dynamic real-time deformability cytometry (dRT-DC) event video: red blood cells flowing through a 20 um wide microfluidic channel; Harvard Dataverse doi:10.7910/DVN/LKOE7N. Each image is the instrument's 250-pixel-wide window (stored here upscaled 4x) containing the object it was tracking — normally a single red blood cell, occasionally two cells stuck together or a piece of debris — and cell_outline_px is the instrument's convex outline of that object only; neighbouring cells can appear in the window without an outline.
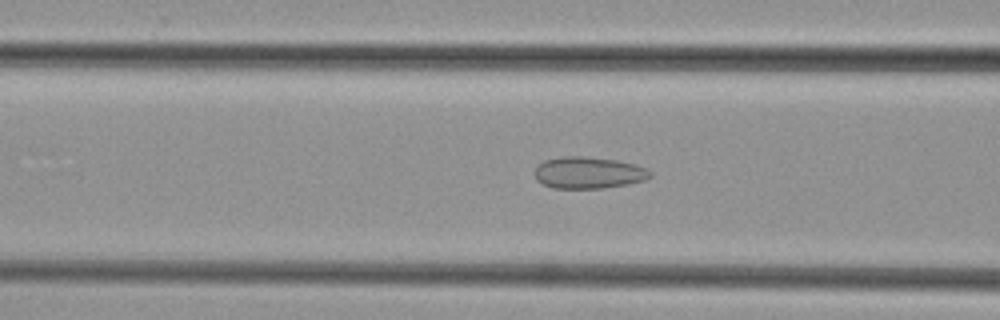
{"species": "common noctule bat (a hibernating species)", "species_latin": "Nyctalus noctula", "temperature_condition": "cold", "stored_images_in_passage": 42, "camera_frame_rate_fps": 3000, "um_per_image_px": 0.085, "animal": {"sex": "female", "body_mass_g": 29.2, "forearm_length_mm": 56.3}, "frame": {"image": 1, "passage_image": 18, "time_ms": 5.667, "image_size_px": [1000, 320], "cell_outline_px": [[652, 176], [644, 180], [628, 184], [604, 188], [552, 188], [536, 180], [532, 172], [544, 160], [560, 156], [584, 156], [616, 160], [632, 164], [644, 168], [652, 172]], "centroid_in_image_um": [49.98, 14.68], "position_along_channel_um": 116.6, "area_um2": 21.39}}
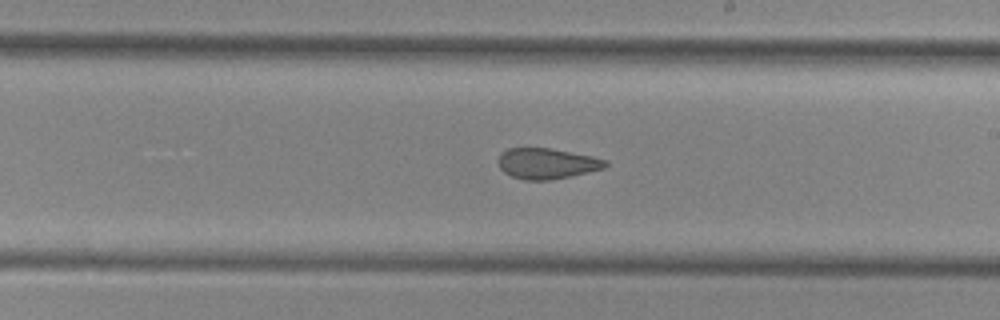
{"frame": {"image": 2, "passage_image": 27, "time_ms": 8.667, "image_size_px": [1000, 320], "cell_outline_px": [[608, 164], [604, 168], [572, 176], [548, 180], [524, 180], [512, 176], [504, 172], [500, 168], [496, 160], [500, 152], [508, 148], [548, 148], [592, 156], [608, 160]], "centroid_in_image_um": [46.45, 13.9], "position_along_channel_um": 242.6, "area_um2": 19.25}}
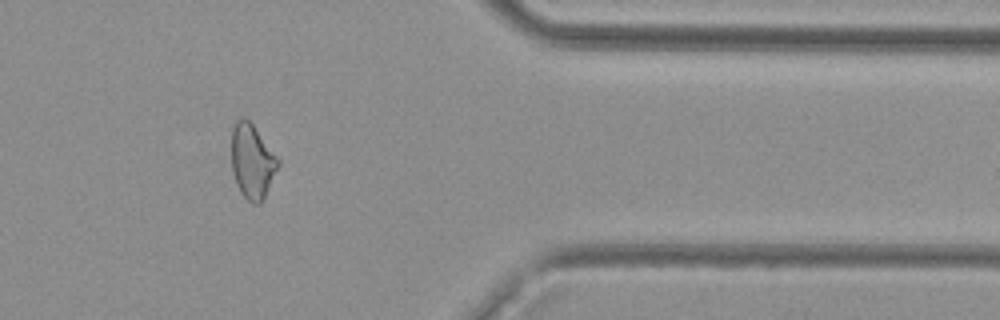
{"frame": {"image": 3, "passage_image": 39, "time_ms": 12.667, "image_size_px": [1000, 320], "cell_outline_px": [[280, 164], [264, 200], [260, 204], [252, 204], [240, 192], [236, 184], [232, 172], [232, 128], [236, 120], [244, 116], [252, 124], [280, 160]], "centroid_in_image_um": [21.44, 13.75], "position_along_channel_um": 390.0, "area_um2": 20.35}}